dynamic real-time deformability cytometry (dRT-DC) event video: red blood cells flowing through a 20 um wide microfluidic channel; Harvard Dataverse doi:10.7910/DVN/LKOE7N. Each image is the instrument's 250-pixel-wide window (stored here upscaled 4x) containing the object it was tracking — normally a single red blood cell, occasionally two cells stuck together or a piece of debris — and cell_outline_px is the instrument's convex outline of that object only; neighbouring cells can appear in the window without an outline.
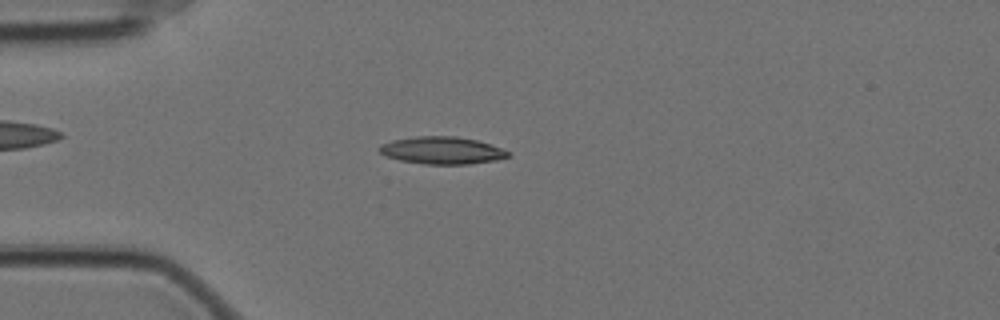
{"species": "Egyptian fruit bat (a non-hibernating species)", "species_latin": "Rousettus aegyptiacus", "temperature_condition": "cold", "stored_images_in_passage": 57, "camera_frame_rate_fps": 3000, "um_per_image_px": 0.085, "animal": {"sex": "female"}, "frame": {"image": 1, "passage_image": 15, "time_ms": 4.667, "image_size_px": [1000, 320], "cell_outline_px": [[512, 156], [496, 160], [468, 164], [424, 164], [400, 160], [388, 156], [380, 152], [376, 148], [380, 144], [392, 140], [416, 136], [456, 136], [476, 140], [512, 152]], "centroid_in_image_um": [37.57, 12.78], "position_along_channel_um": 47.4, "area_um2": 20.52}}
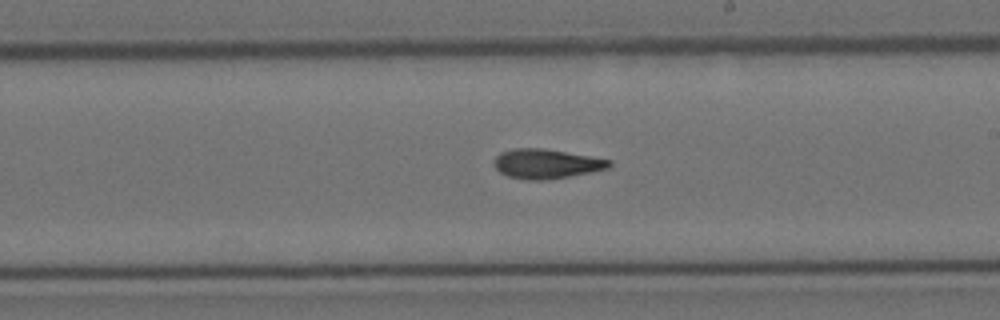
{"frame": {"image": 2, "passage_image": 33, "time_ms": 10.667, "image_size_px": [1000, 320], "cell_outline_px": [[612, 164], [608, 168], [548, 180], [528, 180], [508, 176], [500, 172], [492, 164], [492, 160], [500, 152], [516, 148], [544, 148], [612, 160]], "centroid_in_image_um": [46.39, 13.91], "position_along_channel_um": 242.6, "area_um2": 19.77}}
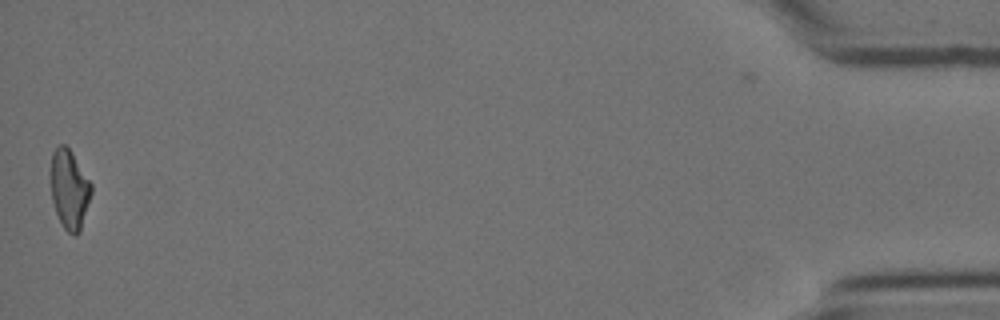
{"frame": {"image": 3, "passage_image": 57, "time_ms": 18.667, "image_size_px": [1000, 320], "cell_outline_px": [[92, 192], [80, 232], [76, 236], [72, 236], [64, 228], [56, 212], [52, 200], [48, 172], [52, 152], [60, 144], [64, 144], [72, 152], [92, 184]], "centroid_in_image_um": [5.87, 16.07], "position_along_channel_um": 429.3, "area_um2": 19.19}, "authors_computed_cell_mechanics": {"area_um2": 19.363, "velocity_mm_per_s": 3.5078, "shape_relaxation_time_tau1_ms": null, "shape_relaxation_time_tau2_ms": 6.1973, "deformation_change_tau1": null, "deformation_change_tau2": 0.1552}}